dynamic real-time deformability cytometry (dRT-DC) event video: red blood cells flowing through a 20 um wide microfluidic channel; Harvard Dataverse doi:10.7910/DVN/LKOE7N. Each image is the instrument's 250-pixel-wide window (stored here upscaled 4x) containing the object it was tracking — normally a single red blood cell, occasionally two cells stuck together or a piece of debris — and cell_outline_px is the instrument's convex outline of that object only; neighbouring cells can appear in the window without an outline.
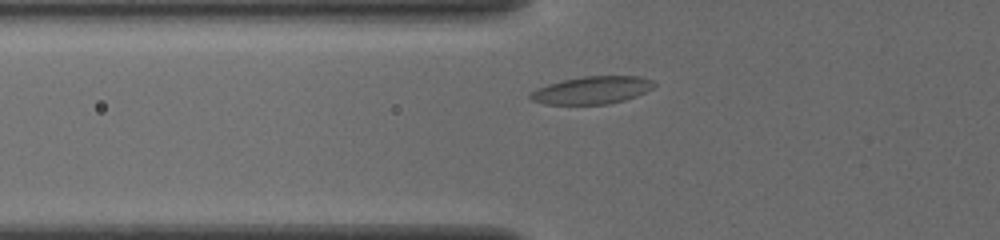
{"species": "common noctule bat (a hibernating species)", "species_latin": "Nyctalus noctula", "temperature_condition": "cold", "stored_images_in_passage": 41, "camera_frame_rate_fps": 3000, "um_per_image_px": 0.085, "animal": {"sex": "female", "body_mass_g": 19.5, "forearm_length_mm": 54.1}, "frame": {"image": 1, "passage_image": 7, "time_ms": 2.0, "image_size_px": [1000, 240], "cell_outline_px": [[656, 84], [652, 88], [636, 96], [624, 100], [608, 104], [544, 104], [532, 100], [528, 96], [528, 92], [536, 88], [548, 84], [564, 80], [584, 76], [640, 76], [652, 80]], "centroid_in_image_um": [50.29, 7.66], "position_along_channel_um": 75.5, "area_um2": 19.88}}
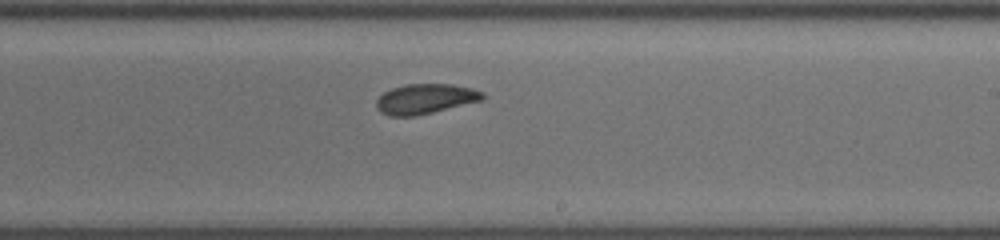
{"frame": {"image": 2, "passage_image": 21, "time_ms": 6.667, "image_size_px": [1000, 240], "cell_outline_px": [[484, 100], [432, 112], [412, 116], [388, 116], [380, 112], [376, 108], [376, 100], [384, 92], [392, 88], [404, 84], [452, 84], [472, 88], [484, 92]], "centroid_in_image_um": [36.14, 8.4], "position_along_channel_um": 252.9, "area_um2": 18.61}}
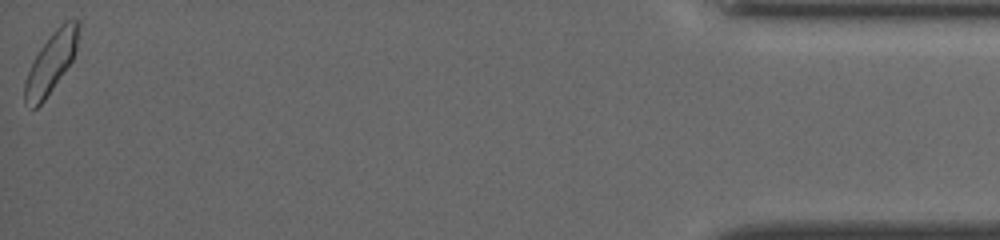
{"frame": {"image": 3, "passage_image": 41, "time_ms": 13.333, "image_size_px": [1000, 240], "cell_outline_px": [[80, 28], [76, 52], [72, 60], [44, 100], [36, 108], [32, 108], [24, 104], [24, 84], [28, 72], [40, 48], [52, 32], [64, 20], [80, 20]], "centroid_in_image_um": [4.36, 5.3], "position_along_channel_um": 430.8, "area_um2": 18.73}, "authors_computed_cell_mechanics": {"area_um2": 18.7272, "velocity_mm_per_s": 3.8306, "shape_relaxation_time_tau1_ms": 5.7415, "shape_relaxation_time_tau2_ms": 2.5696, "deformation_change_tau1": 0.099, "deformation_change_tau2": 0.0706}}